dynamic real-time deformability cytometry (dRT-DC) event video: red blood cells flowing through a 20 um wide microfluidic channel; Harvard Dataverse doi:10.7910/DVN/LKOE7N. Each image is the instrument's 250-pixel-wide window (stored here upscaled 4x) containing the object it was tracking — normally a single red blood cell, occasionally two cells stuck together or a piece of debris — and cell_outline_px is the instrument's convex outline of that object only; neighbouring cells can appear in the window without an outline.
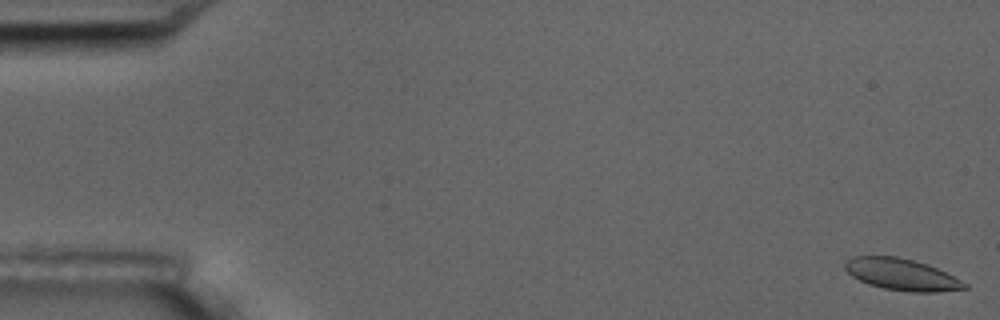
{"species": "common noctule bat (a hibernating species)", "species_latin": "Nyctalus noctula", "temperature_condition": "room temperature", "stored_images_in_passage": 5, "camera_frame_rate_fps": 3000, "um_per_image_px": 0.085, "animal": {"sex": "male", "body_mass_g": 17.5, "forearm_length_mm": 52.3}, "frame": {"image": 1, "passage_image": 1, "time_ms": 0.0, "image_size_px": [1000, 320], "cell_outline_px": [[968, 288], [936, 292], [908, 292], [884, 288], [868, 284], [852, 276], [844, 268], [844, 264], [852, 256], [896, 256], [928, 264], [968, 284]], "centroid_in_image_um": [76.62, 23.33], "position_along_channel_um": 8.4, "area_um2": 21.85}}
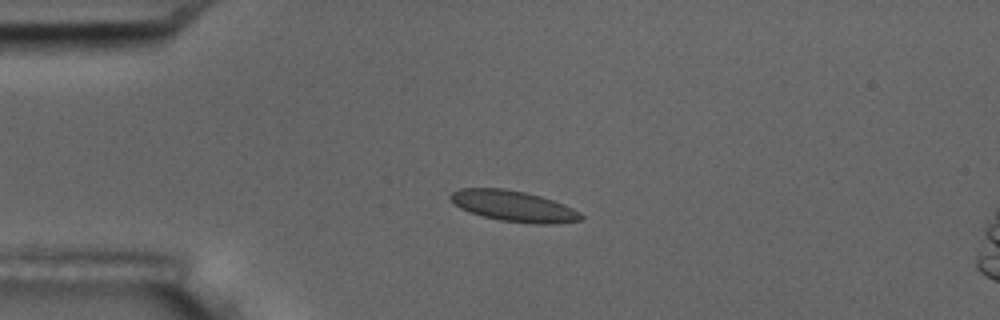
{"frame": {"image": 2, "passage_image": 4, "time_ms": 4.333, "image_size_px": [1000, 320], "cell_outline_px": [[584, 220], [552, 224], [532, 224], [500, 220], [468, 212], [460, 208], [448, 196], [452, 192], [460, 188], [504, 188], [524, 192], [540, 196], [564, 204], [580, 212], [584, 216]], "centroid_in_image_um": [43.68, 17.52], "position_along_channel_um": 41.3, "area_um2": 23.47}}